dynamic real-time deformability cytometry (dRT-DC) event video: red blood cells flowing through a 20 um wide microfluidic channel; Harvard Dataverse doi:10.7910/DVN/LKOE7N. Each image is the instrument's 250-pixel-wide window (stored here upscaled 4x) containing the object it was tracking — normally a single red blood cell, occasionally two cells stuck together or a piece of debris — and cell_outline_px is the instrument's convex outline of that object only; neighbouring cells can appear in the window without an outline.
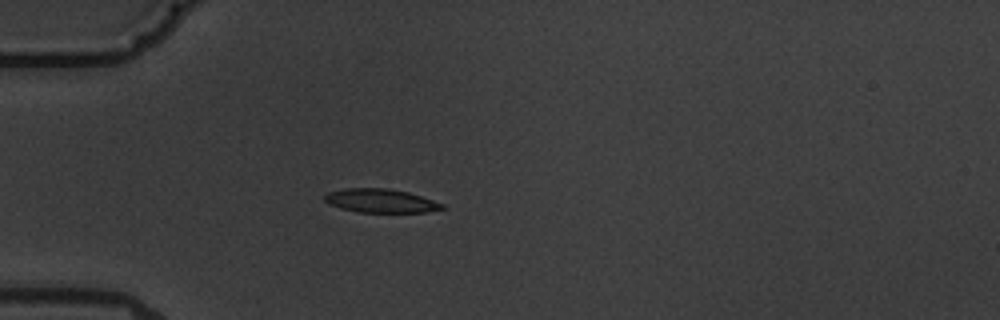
{"species": "common noctule bat (a hibernating species)", "species_latin": "Nyctalus noctula", "temperature_condition": "warm", "stored_images_in_passage": 2, "camera_frame_rate_fps": 3000, "um_per_image_px": 0.085, "animal": {"sex": "male", "body_mass_g": 19.5, "forearm_length_mm": 54.6}, "frame": {"image": 1, "passage_image": 1, "time_ms": 0.0, "image_size_px": [1000, 320], "cell_outline_px": [[444, 208], [428, 212], [356, 212], [340, 208], [328, 204], [324, 200], [324, 196], [328, 192], [344, 188], [388, 188], [408, 192], [444, 204]], "centroid_in_image_um": [32.31, 17.06], "position_along_channel_um": 52.7, "area_um2": 16.24}}